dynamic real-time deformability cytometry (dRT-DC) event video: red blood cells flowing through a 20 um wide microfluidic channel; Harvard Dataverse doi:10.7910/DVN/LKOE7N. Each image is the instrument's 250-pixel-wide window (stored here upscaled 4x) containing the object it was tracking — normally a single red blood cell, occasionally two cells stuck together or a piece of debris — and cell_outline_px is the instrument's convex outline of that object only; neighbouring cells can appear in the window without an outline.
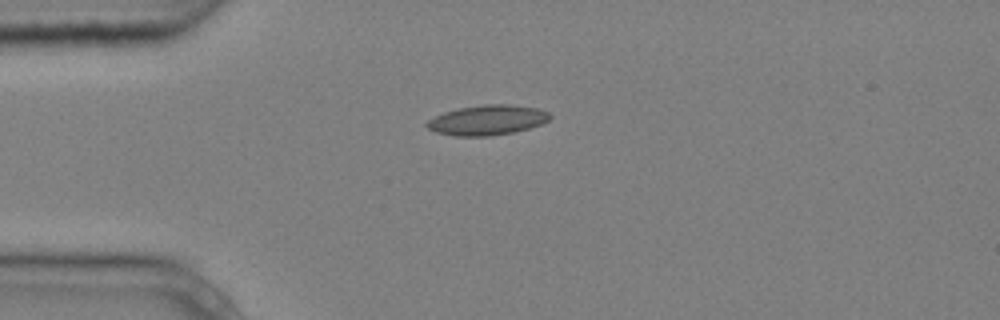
{"species": "common noctule bat (a hibernating species)", "species_latin": "Nyctalus noctula", "temperature_condition": "cold", "stored_images_in_passage": 6, "camera_frame_rate_fps": 3000, "um_per_image_px": 0.085, "animal": {"sex": "male", "body_mass_g": 20.4}, "frame": {"image": 1, "passage_image": 1, "time_ms": 0.0, "image_size_px": [1000, 320], "cell_outline_px": [[552, 116], [548, 120], [540, 124], [528, 128], [512, 132], [492, 136], [456, 136], [436, 132], [428, 128], [424, 124], [428, 120], [444, 112], [460, 108], [484, 104], [508, 104], [536, 108], [548, 112]], "centroid_in_image_um": [41.4, 10.21], "position_along_channel_um": 43.6, "area_um2": 21.33}}
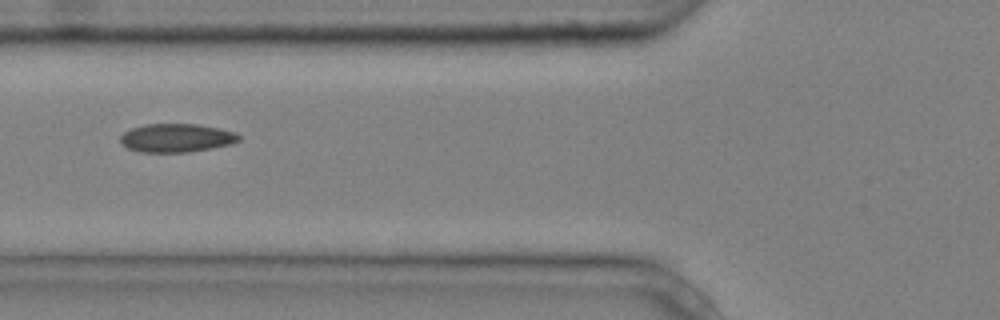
{"frame": {"image": 2, "passage_image": 3, "time_ms": 0.667, "image_size_px": [1000, 320], "cell_outline_px": [[240, 140], [228, 144], [188, 152], [140, 152], [128, 148], [120, 140], [120, 136], [124, 132], [132, 128], [144, 124], [196, 124], [220, 128], [236, 132], [240, 136]], "centroid_in_image_um": [14.99, 11.71], "position_along_channel_um": 110.8, "area_um2": 19.48}}
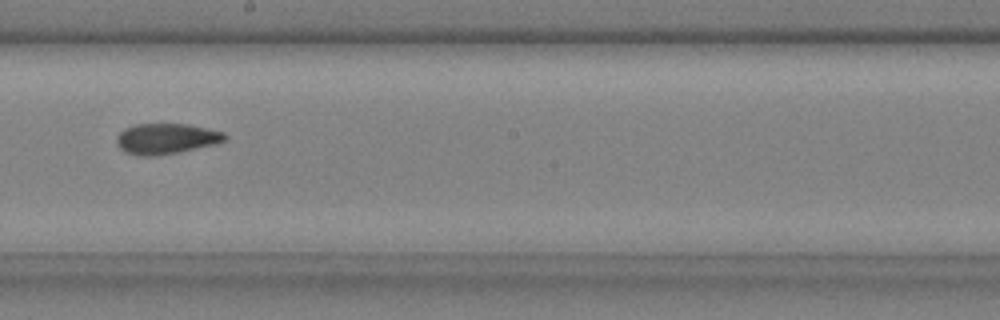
{"frame": {"image": 3, "passage_image": 6, "time_ms": 1.667, "image_size_px": [1000, 320], "cell_outline_px": [[228, 136], [224, 140], [216, 144], [180, 152], [156, 156], [136, 156], [124, 152], [116, 144], [116, 136], [124, 128], [136, 124], [188, 124], [224, 132]], "centroid_in_image_um": [14.09, 11.8], "position_along_channel_um": 234.1, "area_um2": 19.54}}